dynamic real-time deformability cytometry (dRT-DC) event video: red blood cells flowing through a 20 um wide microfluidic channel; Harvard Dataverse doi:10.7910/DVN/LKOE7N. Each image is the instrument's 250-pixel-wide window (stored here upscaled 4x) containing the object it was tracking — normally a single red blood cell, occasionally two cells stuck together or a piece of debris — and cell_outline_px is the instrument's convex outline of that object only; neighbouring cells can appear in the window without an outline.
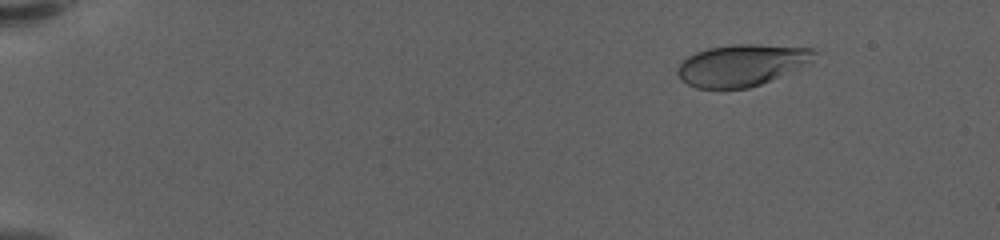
{"species": "human", "species_latin": "Homo sapiens", "temperature_condition": "warm", "stored_images_in_passage": 17, "camera_frame_rate_fps": 3000, "um_per_image_px": 0.085, "donor": {"sex": "female"}, "frame": {"image": 1, "passage_image": 6, "time_ms": 1.667, "image_size_px": [1000, 240], "cell_outline_px": [[816, 52], [812, 60], [796, 68], [760, 84], [748, 88], [696, 88], [680, 80], [676, 72], [676, 68], [688, 56], [696, 52], [708, 48], [732, 44], [760, 44], [812, 48]], "centroid_in_image_um": [62.97, 5.53], "position_along_channel_um": 22.0, "area_um2": 32.77}}
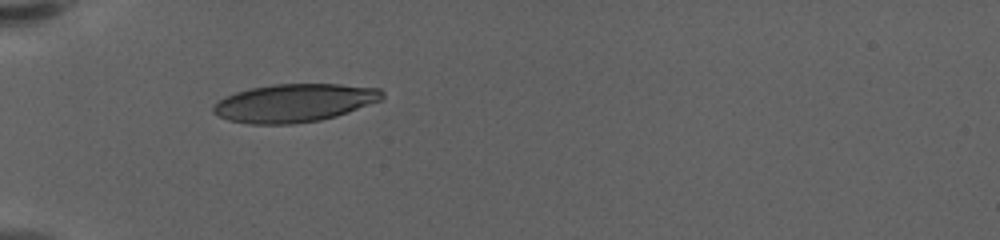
{"frame": {"image": 2, "passage_image": 14, "time_ms": 4.333, "image_size_px": [1000, 240], "cell_outline_px": [[384, 100], [336, 116], [320, 120], [292, 124], [248, 124], [228, 120], [212, 112], [212, 108], [224, 96], [236, 92], [252, 88], [272, 84], [340, 84], [380, 88], [384, 92]], "centroid_in_image_um": [25.06, 8.75], "position_along_channel_um": 59.9, "area_um2": 37.69}}
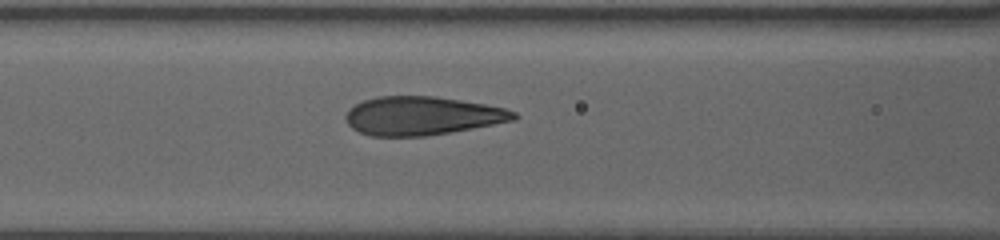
{"frame": {"image": 3, "passage_image": 17, "time_ms": 5.333, "image_size_px": [1000, 240], "cell_outline_px": [[520, 116], [516, 120], [472, 128], [424, 136], [372, 136], [360, 132], [352, 128], [348, 124], [344, 116], [348, 108], [364, 100], [376, 96], [436, 96], [484, 104], [504, 108], [516, 112]], "centroid_in_image_um": [35.86, 9.84], "position_along_channel_um": 130.7, "area_um2": 37.74}}